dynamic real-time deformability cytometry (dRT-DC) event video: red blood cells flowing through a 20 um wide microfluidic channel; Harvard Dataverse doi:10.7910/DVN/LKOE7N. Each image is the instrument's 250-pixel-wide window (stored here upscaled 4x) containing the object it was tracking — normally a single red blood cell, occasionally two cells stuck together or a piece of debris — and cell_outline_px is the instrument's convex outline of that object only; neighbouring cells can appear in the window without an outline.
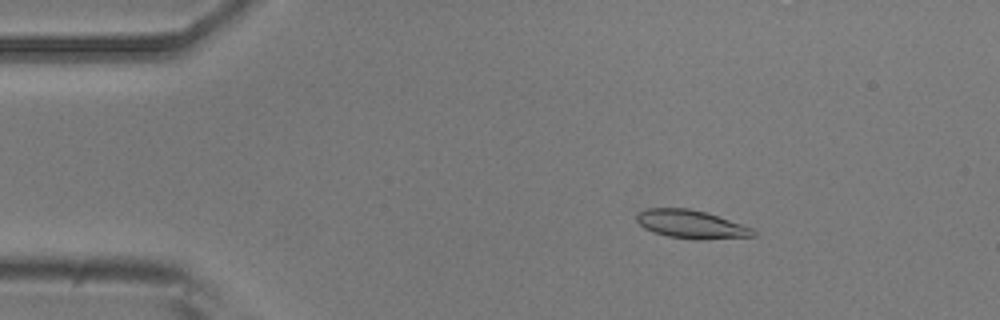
{"species": "common noctule bat (a hibernating species)", "species_latin": "Nyctalus noctula", "temperature_condition": "room temperature", "stored_images_in_passage": 4, "camera_frame_rate_fps": 3000, "um_per_image_px": 0.085, "animal": {"sex": "male", "body_mass_g": 20.5, "forearm_length_mm": 52.5}, "frame": {"image": 1, "passage_image": 3, "time_ms": 2.333, "image_size_px": [1000, 320], "cell_outline_px": [[756, 236], [700, 240], [668, 236], [652, 232], [644, 228], [636, 220], [636, 212], [648, 208], [688, 208], [704, 212], [752, 228], [756, 232]], "centroid_in_image_um": [58.7, 19.07], "position_along_channel_um": 26.3, "area_um2": 19.07}}